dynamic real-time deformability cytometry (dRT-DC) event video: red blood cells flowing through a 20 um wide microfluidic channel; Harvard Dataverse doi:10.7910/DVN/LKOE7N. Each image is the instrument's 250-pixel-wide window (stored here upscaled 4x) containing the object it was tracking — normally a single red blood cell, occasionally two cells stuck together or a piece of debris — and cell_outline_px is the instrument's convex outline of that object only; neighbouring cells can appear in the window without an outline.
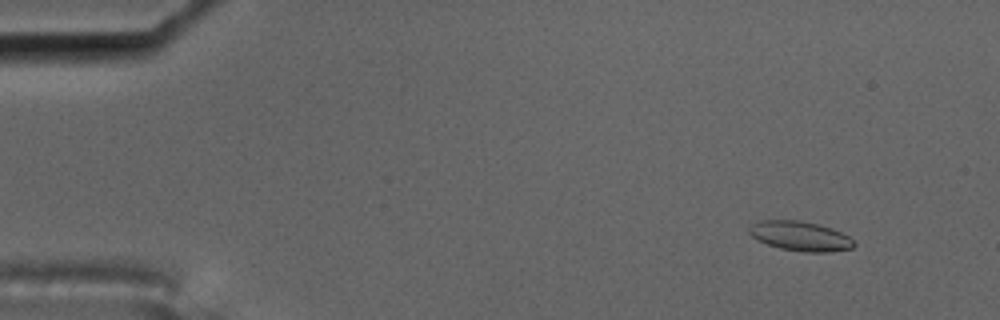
{"species": "common noctule bat (a hibernating species)", "species_latin": "Nyctalus noctula", "temperature_condition": "cold", "stored_images_in_passage": 8, "camera_frame_rate_fps": 3000, "um_per_image_px": 0.085, "animal": {"sex": "male", "body_mass_g": 17.5, "forearm_length_mm": 52.3}, "frame": {"image": 1, "passage_image": 1, "time_ms": 0.0, "image_size_px": [1000, 320], "cell_outline_px": [[856, 244], [852, 248], [828, 252], [808, 252], [780, 248], [756, 240], [748, 232], [748, 228], [752, 224], [760, 220], [800, 220], [832, 228], [848, 236]], "centroid_in_image_um": [67.99, 20.06], "position_along_channel_um": 17.0, "area_um2": 17.98}}
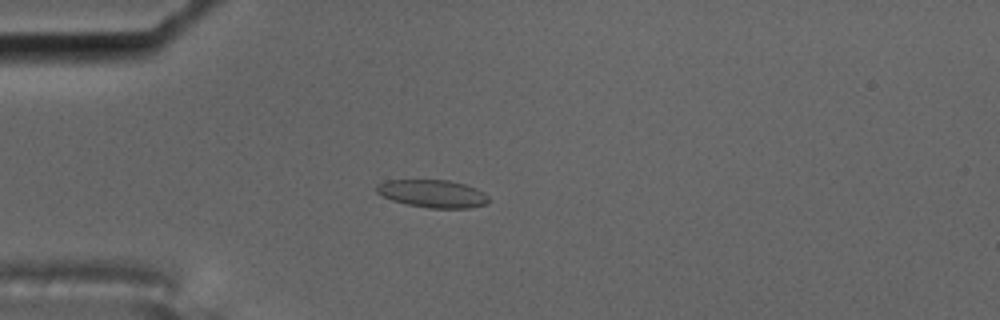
{"frame": {"image": 2, "passage_image": 4, "time_ms": 1.0, "image_size_px": [1000, 320], "cell_outline_px": [[488, 204], [468, 208], [428, 208], [408, 204], [392, 200], [376, 192], [376, 184], [388, 180], [448, 180], [464, 184], [476, 188], [484, 192], [488, 196]], "centroid_in_image_um": [36.79, 16.46], "position_along_channel_um": 48.2, "area_um2": 18.09}}